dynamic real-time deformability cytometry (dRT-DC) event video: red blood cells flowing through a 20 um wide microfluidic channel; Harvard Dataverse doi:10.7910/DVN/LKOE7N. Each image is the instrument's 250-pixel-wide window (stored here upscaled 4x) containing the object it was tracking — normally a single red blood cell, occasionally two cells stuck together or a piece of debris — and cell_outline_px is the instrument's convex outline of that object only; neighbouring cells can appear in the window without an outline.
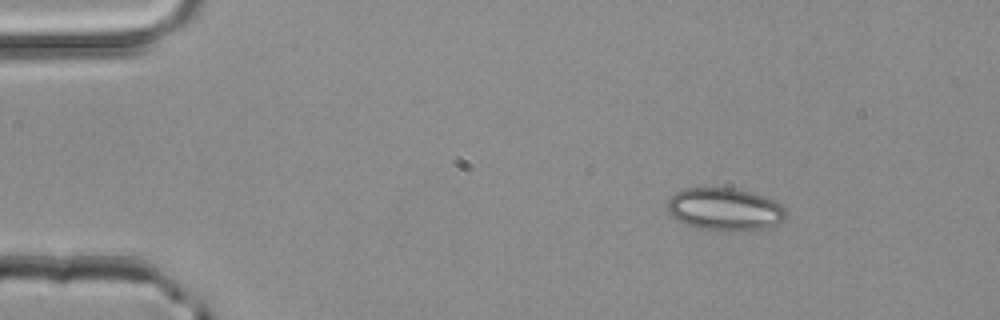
{"species": "common noctule bat (a hibernating species)", "species_latin": "Nyctalus noctula", "temperature_condition": "room temperature", "stored_images_in_passage": 4, "camera_frame_rate_fps": 3000, "um_per_image_px": 0.085, "animal": {"sex": "male", "body_mass_g": 20.4}, "frame": {"image": 1, "passage_image": 1, "time_ms": 0.0, "image_size_px": [1000, 320], "cell_outline_px": [[788, 216], [784, 220], [768, 228], [700, 228], [688, 224], [672, 216], [668, 212], [664, 204], [676, 192], [684, 188], [736, 188], [764, 196], [776, 200], [788, 212]], "centroid_in_image_um": [61.62, 17.73], "position_along_channel_um": 23.4, "area_um2": 28.78}}
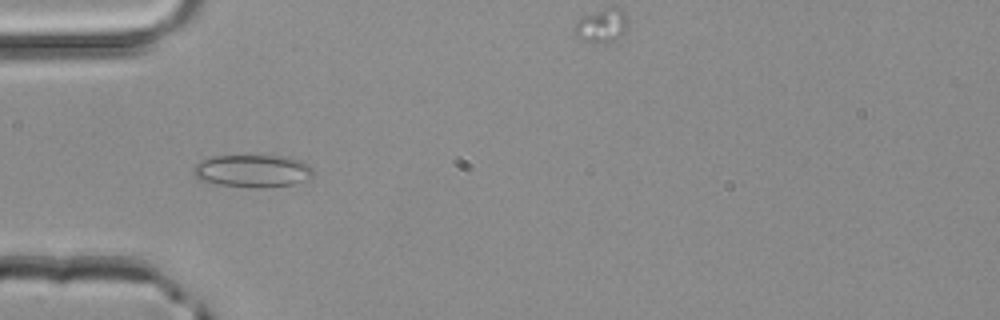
{"frame": {"image": 2, "passage_image": 3, "time_ms": 0.667, "image_size_px": [1000, 320], "cell_outline_px": [[312, 176], [292, 184], [264, 188], [260, 188], [220, 184], [200, 180], [192, 176], [192, 168], [196, 164], [212, 156], [288, 156], [300, 160], [308, 164], [312, 168]], "centroid_in_image_um": [21.44, 14.52], "position_along_channel_um": 63.6, "area_um2": 22.6}}